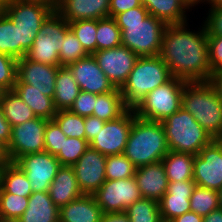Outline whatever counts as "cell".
Returning <instances> with one entry per match:
<instances>
[{
  "label": "cell",
  "mask_w": 222,
  "mask_h": 222,
  "mask_svg": "<svg viewBox=\"0 0 222 222\" xmlns=\"http://www.w3.org/2000/svg\"><path fill=\"white\" fill-rule=\"evenodd\" d=\"M125 213L130 222H162L159 202L153 199L141 198L130 205Z\"/></svg>",
  "instance_id": "cell-35"
},
{
  "label": "cell",
  "mask_w": 222,
  "mask_h": 222,
  "mask_svg": "<svg viewBox=\"0 0 222 222\" xmlns=\"http://www.w3.org/2000/svg\"><path fill=\"white\" fill-rule=\"evenodd\" d=\"M12 127L4 116L2 107L0 105V142L8 147L11 139Z\"/></svg>",
  "instance_id": "cell-49"
},
{
  "label": "cell",
  "mask_w": 222,
  "mask_h": 222,
  "mask_svg": "<svg viewBox=\"0 0 222 222\" xmlns=\"http://www.w3.org/2000/svg\"><path fill=\"white\" fill-rule=\"evenodd\" d=\"M102 215L94 196L83 194L60 207L59 222H101Z\"/></svg>",
  "instance_id": "cell-22"
},
{
  "label": "cell",
  "mask_w": 222,
  "mask_h": 222,
  "mask_svg": "<svg viewBox=\"0 0 222 222\" xmlns=\"http://www.w3.org/2000/svg\"><path fill=\"white\" fill-rule=\"evenodd\" d=\"M88 147L89 143L86 139L67 137L64 139L62 148L56 158L61 166H73Z\"/></svg>",
  "instance_id": "cell-40"
},
{
  "label": "cell",
  "mask_w": 222,
  "mask_h": 222,
  "mask_svg": "<svg viewBox=\"0 0 222 222\" xmlns=\"http://www.w3.org/2000/svg\"><path fill=\"white\" fill-rule=\"evenodd\" d=\"M207 2L211 5V7H219L222 6V0H203L202 3Z\"/></svg>",
  "instance_id": "cell-56"
},
{
  "label": "cell",
  "mask_w": 222,
  "mask_h": 222,
  "mask_svg": "<svg viewBox=\"0 0 222 222\" xmlns=\"http://www.w3.org/2000/svg\"><path fill=\"white\" fill-rule=\"evenodd\" d=\"M135 117L134 109H128L118 119L106 121L89 147L105 156L123 154Z\"/></svg>",
  "instance_id": "cell-12"
},
{
  "label": "cell",
  "mask_w": 222,
  "mask_h": 222,
  "mask_svg": "<svg viewBox=\"0 0 222 222\" xmlns=\"http://www.w3.org/2000/svg\"><path fill=\"white\" fill-rule=\"evenodd\" d=\"M191 8L196 4L201 3L203 0H184Z\"/></svg>",
  "instance_id": "cell-57"
},
{
  "label": "cell",
  "mask_w": 222,
  "mask_h": 222,
  "mask_svg": "<svg viewBox=\"0 0 222 222\" xmlns=\"http://www.w3.org/2000/svg\"><path fill=\"white\" fill-rule=\"evenodd\" d=\"M171 222H203V217L195 212L189 211L176 217Z\"/></svg>",
  "instance_id": "cell-52"
},
{
  "label": "cell",
  "mask_w": 222,
  "mask_h": 222,
  "mask_svg": "<svg viewBox=\"0 0 222 222\" xmlns=\"http://www.w3.org/2000/svg\"><path fill=\"white\" fill-rule=\"evenodd\" d=\"M188 22L167 25L162 36L160 57L171 75L185 82H206L212 75L209 66L207 31L187 29Z\"/></svg>",
  "instance_id": "cell-1"
},
{
  "label": "cell",
  "mask_w": 222,
  "mask_h": 222,
  "mask_svg": "<svg viewBox=\"0 0 222 222\" xmlns=\"http://www.w3.org/2000/svg\"><path fill=\"white\" fill-rule=\"evenodd\" d=\"M196 183L193 180L169 182L167 192L159 201L162 222H171L190 210V197Z\"/></svg>",
  "instance_id": "cell-19"
},
{
  "label": "cell",
  "mask_w": 222,
  "mask_h": 222,
  "mask_svg": "<svg viewBox=\"0 0 222 222\" xmlns=\"http://www.w3.org/2000/svg\"><path fill=\"white\" fill-rule=\"evenodd\" d=\"M104 124L105 121L97 118L96 116L91 115L85 117V134L88 143L95 138L98 131L104 126Z\"/></svg>",
  "instance_id": "cell-48"
},
{
  "label": "cell",
  "mask_w": 222,
  "mask_h": 222,
  "mask_svg": "<svg viewBox=\"0 0 222 222\" xmlns=\"http://www.w3.org/2000/svg\"><path fill=\"white\" fill-rule=\"evenodd\" d=\"M135 170L136 167L124 154L106 156L105 173L108 180L134 177Z\"/></svg>",
  "instance_id": "cell-39"
},
{
  "label": "cell",
  "mask_w": 222,
  "mask_h": 222,
  "mask_svg": "<svg viewBox=\"0 0 222 222\" xmlns=\"http://www.w3.org/2000/svg\"><path fill=\"white\" fill-rule=\"evenodd\" d=\"M218 208V191L196 185L190 197V210L204 217Z\"/></svg>",
  "instance_id": "cell-36"
},
{
  "label": "cell",
  "mask_w": 222,
  "mask_h": 222,
  "mask_svg": "<svg viewBox=\"0 0 222 222\" xmlns=\"http://www.w3.org/2000/svg\"><path fill=\"white\" fill-rule=\"evenodd\" d=\"M193 181L196 185L219 191L222 187V141L213 140L195 155Z\"/></svg>",
  "instance_id": "cell-14"
},
{
  "label": "cell",
  "mask_w": 222,
  "mask_h": 222,
  "mask_svg": "<svg viewBox=\"0 0 222 222\" xmlns=\"http://www.w3.org/2000/svg\"><path fill=\"white\" fill-rule=\"evenodd\" d=\"M49 195L59 208L83 195L72 166H61L58 169L50 185Z\"/></svg>",
  "instance_id": "cell-23"
},
{
  "label": "cell",
  "mask_w": 222,
  "mask_h": 222,
  "mask_svg": "<svg viewBox=\"0 0 222 222\" xmlns=\"http://www.w3.org/2000/svg\"><path fill=\"white\" fill-rule=\"evenodd\" d=\"M121 29L113 17L97 20L96 51L121 46Z\"/></svg>",
  "instance_id": "cell-33"
},
{
  "label": "cell",
  "mask_w": 222,
  "mask_h": 222,
  "mask_svg": "<svg viewBox=\"0 0 222 222\" xmlns=\"http://www.w3.org/2000/svg\"><path fill=\"white\" fill-rule=\"evenodd\" d=\"M53 11L52 7L41 2L8 0L3 12L20 28L21 58L26 56L42 23Z\"/></svg>",
  "instance_id": "cell-8"
},
{
  "label": "cell",
  "mask_w": 222,
  "mask_h": 222,
  "mask_svg": "<svg viewBox=\"0 0 222 222\" xmlns=\"http://www.w3.org/2000/svg\"><path fill=\"white\" fill-rule=\"evenodd\" d=\"M168 148L174 152L199 154L213 139L195 118L183 108L163 120Z\"/></svg>",
  "instance_id": "cell-6"
},
{
  "label": "cell",
  "mask_w": 222,
  "mask_h": 222,
  "mask_svg": "<svg viewBox=\"0 0 222 222\" xmlns=\"http://www.w3.org/2000/svg\"><path fill=\"white\" fill-rule=\"evenodd\" d=\"M64 41L59 51V66H68L89 55L71 29L66 32Z\"/></svg>",
  "instance_id": "cell-41"
},
{
  "label": "cell",
  "mask_w": 222,
  "mask_h": 222,
  "mask_svg": "<svg viewBox=\"0 0 222 222\" xmlns=\"http://www.w3.org/2000/svg\"><path fill=\"white\" fill-rule=\"evenodd\" d=\"M0 105L11 127L36 118L31 108L21 100L14 90L4 91Z\"/></svg>",
  "instance_id": "cell-31"
},
{
  "label": "cell",
  "mask_w": 222,
  "mask_h": 222,
  "mask_svg": "<svg viewBox=\"0 0 222 222\" xmlns=\"http://www.w3.org/2000/svg\"><path fill=\"white\" fill-rule=\"evenodd\" d=\"M101 222H130V220L125 212L103 213Z\"/></svg>",
  "instance_id": "cell-51"
},
{
  "label": "cell",
  "mask_w": 222,
  "mask_h": 222,
  "mask_svg": "<svg viewBox=\"0 0 222 222\" xmlns=\"http://www.w3.org/2000/svg\"><path fill=\"white\" fill-rule=\"evenodd\" d=\"M110 0H59L56 11L68 22L109 17Z\"/></svg>",
  "instance_id": "cell-21"
},
{
  "label": "cell",
  "mask_w": 222,
  "mask_h": 222,
  "mask_svg": "<svg viewBox=\"0 0 222 222\" xmlns=\"http://www.w3.org/2000/svg\"><path fill=\"white\" fill-rule=\"evenodd\" d=\"M209 82L213 85V88L216 90L219 100L222 103V69L213 72Z\"/></svg>",
  "instance_id": "cell-50"
},
{
  "label": "cell",
  "mask_w": 222,
  "mask_h": 222,
  "mask_svg": "<svg viewBox=\"0 0 222 222\" xmlns=\"http://www.w3.org/2000/svg\"><path fill=\"white\" fill-rule=\"evenodd\" d=\"M209 66L212 72L222 69V36H208Z\"/></svg>",
  "instance_id": "cell-45"
},
{
  "label": "cell",
  "mask_w": 222,
  "mask_h": 222,
  "mask_svg": "<svg viewBox=\"0 0 222 222\" xmlns=\"http://www.w3.org/2000/svg\"><path fill=\"white\" fill-rule=\"evenodd\" d=\"M60 208L50 198L49 192H33L25 212L16 222H59Z\"/></svg>",
  "instance_id": "cell-24"
},
{
  "label": "cell",
  "mask_w": 222,
  "mask_h": 222,
  "mask_svg": "<svg viewBox=\"0 0 222 222\" xmlns=\"http://www.w3.org/2000/svg\"><path fill=\"white\" fill-rule=\"evenodd\" d=\"M29 197L5 192L0 187V222H16L27 209Z\"/></svg>",
  "instance_id": "cell-34"
},
{
  "label": "cell",
  "mask_w": 222,
  "mask_h": 222,
  "mask_svg": "<svg viewBox=\"0 0 222 222\" xmlns=\"http://www.w3.org/2000/svg\"><path fill=\"white\" fill-rule=\"evenodd\" d=\"M218 199H219V208L222 209V187L218 191Z\"/></svg>",
  "instance_id": "cell-58"
},
{
  "label": "cell",
  "mask_w": 222,
  "mask_h": 222,
  "mask_svg": "<svg viewBox=\"0 0 222 222\" xmlns=\"http://www.w3.org/2000/svg\"><path fill=\"white\" fill-rule=\"evenodd\" d=\"M61 66L33 62L26 56L17 60V78L46 96L54 97L55 79Z\"/></svg>",
  "instance_id": "cell-18"
},
{
  "label": "cell",
  "mask_w": 222,
  "mask_h": 222,
  "mask_svg": "<svg viewBox=\"0 0 222 222\" xmlns=\"http://www.w3.org/2000/svg\"><path fill=\"white\" fill-rule=\"evenodd\" d=\"M69 29L68 21L54 10L42 23L26 57L33 62L59 66V51Z\"/></svg>",
  "instance_id": "cell-7"
},
{
  "label": "cell",
  "mask_w": 222,
  "mask_h": 222,
  "mask_svg": "<svg viewBox=\"0 0 222 222\" xmlns=\"http://www.w3.org/2000/svg\"><path fill=\"white\" fill-rule=\"evenodd\" d=\"M13 90L21 100L31 108L36 117L53 120L57 113L53 98L41 94V92L34 89L33 86L22 83L18 78L16 79Z\"/></svg>",
  "instance_id": "cell-25"
},
{
  "label": "cell",
  "mask_w": 222,
  "mask_h": 222,
  "mask_svg": "<svg viewBox=\"0 0 222 222\" xmlns=\"http://www.w3.org/2000/svg\"><path fill=\"white\" fill-rule=\"evenodd\" d=\"M204 27L208 36H222V6L211 7Z\"/></svg>",
  "instance_id": "cell-46"
},
{
  "label": "cell",
  "mask_w": 222,
  "mask_h": 222,
  "mask_svg": "<svg viewBox=\"0 0 222 222\" xmlns=\"http://www.w3.org/2000/svg\"><path fill=\"white\" fill-rule=\"evenodd\" d=\"M7 2H8V0H0V12L3 11Z\"/></svg>",
  "instance_id": "cell-59"
},
{
  "label": "cell",
  "mask_w": 222,
  "mask_h": 222,
  "mask_svg": "<svg viewBox=\"0 0 222 222\" xmlns=\"http://www.w3.org/2000/svg\"><path fill=\"white\" fill-rule=\"evenodd\" d=\"M14 163L26 174L32 192H49L50 185L61 167L56 156L45 150L26 154Z\"/></svg>",
  "instance_id": "cell-13"
},
{
  "label": "cell",
  "mask_w": 222,
  "mask_h": 222,
  "mask_svg": "<svg viewBox=\"0 0 222 222\" xmlns=\"http://www.w3.org/2000/svg\"><path fill=\"white\" fill-rule=\"evenodd\" d=\"M0 53L21 59L20 28L3 11L0 12Z\"/></svg>",
  "instance_id": "cell-32"
},
{
  "label": "cell",
  "mask_w": 222,
  "mask_h": 222,
  "mask_svg": "<svg viewBox=\"0 0 222 222\" xmlns=\"http://www.w3.org/2000/svg\"><path fill=\"white\" fill-rule=\"evenodd\" d=\"M10 162V159L8 157L7 153V147L0 142V169L4 166L7 165Z\"/></svg>",
  "instance_id": "cell-54"
},
{
  "label": "cell",
  "mask_w": 222,
  "mask_h": 222,
  "mask_svg": "<svg viewBox=\"0 0 222 222\" xmlns=\"http://www.w3.org/2000/svg\"><path fill=\"white\" fill-rule=\"evenodd\" d=\"M185 81L172 77L165 84L149 92L134 109L139 118L162 122L182 106Z\"/></svg>",
  "instance_id": "cell-9"
},
{
  "label": "cell",
  "mask_w": 222,
  "mask_h": 222,
  "mask_svg": "<svg viewBox=\"0 0 222 222\" xmlns=\"http://www.w3.org/2000/svg\"><path fill=\"white\" fill-rule=\"evenodd\" d=\"M49 120L36 117L12 127L11 139L7 147L10 162H15L26 154L44 151L45 127Z\"/></svg>",
  "instance_id": "cell-11"
},
{
  "label": "cell",
  "mask_w": 222,
  "mask_h": 222,
  "mask_svg": "<svg viewBox=\"0 0 222 222\" xmlns=\"http://www.w3.org/2000/svg\"><path fill=\"white\" fill-rule=\"evenodd\" d=\"M142 6L141 0H110L109 17H115L117 14Z\"/></svg>",
  "instance_id": "cell-47"
},
{
  "label": "cell",
  "mask_w": 222,
  "mask_h": 222,
  "mask_svg": "<svg viewBox=\"0 0 222 222\" xmlns=\"http://www.w3.org/2000/svg\"><path fill=\"white\" fill-rule=\"evenodd\" d=\"M166 132L161 122L136 116L123 154L138 168L162 161L168 153Z\"/></svg>",
  "instance_id": "cell-3"
},
{
  "label": "cell",
  "mask_w": 222,
  "mask_h": 222,
  "mask_svg": "<svg viewBox=\"0 0 222 222\" xmlns=\"http://www.w3.org/2000/svg\"><path fill=\"white\" fill-rule=\"evenodd\" d=\"M97 94L80 91L78 97L74 100L70 111L83 117L93 115Z\"/></svg>",
  "instance_id": "cell-44"
},
{
  "label": "cell",
  "mask_w": 222,
  "mask_h": 222,
  "mask_svg": "<svg viewBox=\"0 0 222 222\" xmlns=\"http://www.w3.org/2000/svg\"><path fill=\"white\" fill-rule=\"evenodd\" d=\"M17 79V59L0 53V86L13 90Z\"/></svg>",
  "instance_id": "cell-43"
},
{
  "label": "cell",
  "mask_w": 222,
  "mask_h": 222,
  "mask_svg": "<svg viewBox=\"0 0 222 222\" xmlns=\"http://www.w3.org/2000/svg\"><path fill=\"white\" fill-rule=\"evenodd\" d=\"M92 55L109 81L118 89H121L126 83L135 62L139 58L129 48L122 45L99 50Z\"/></svg>",
  "instance_id": "cell-15"
},
{
  "label": "cell",
  "mask_w": 222,
  "mask_h": 222,
  "mask_svg": "<svg viewBox=\"0 0 222 222\" xmlns=\"http://www.w3.org/2000/svg\"><path fill=\"white\" fill-rule=\"evenodd\" d=\"M195 156L169 150L162 162L169 182L193 180Z\"/></svg>",
  "instance_id": "cell-28"
},
{
  "label": "cell",
  "mask_w": 222,
  "mask_h": 222,
  "mask_svg": "<svg viewBox=\"0 0 222 222\" xmlns=\"http://www.w3.org/2000/svg\"><path fill=\"white\" fill-rule=\"evenodd\" d=\"M121 29V44L129 48L138 57L160 55L162 36L166 24L142 5L132 8L114 17Z\"/></svg>",
  "instance_id": "cell-2"
},
{
  "label": "cell",
  "mask_w": 222,
  "mask_h": 222,
  "mask_svg": "<svg viewBox=\"0 0 222 222\" xmlns=\"http://www.w3.org/2000/svg\"><path fill=\"white\" fill-rule=\"evenodd\" d=\"M106 156L90 147L72 166L83 194L93 195L106 181Z\"/></svg>",
  "instance_id": "cell-16"
},
{
  "label": "cell",
  "mask_w": 222,
  "mask_h": 222,
  "mask_svg": "<svg viewBox=\"0 0 222 222\" xmlns=\"http://www.w3.org/2000/svg\"><path fill=\"white\" fill-rule=\"evenodd\" d=\"M69 28L77 37L84 50L92 55L96 52V19L77 20L68 22Z\"/></svg>",
  "instance_id": "cell-37"
},
{
  "label": "cell",
  "mask_w": 222,
  "mask_h": 222,
  "mask_svg": "<svg viewBox=\"0 0 222 222\" xmlns=\"http://www.w3.org/2000/svg\"><path fill=\"white\" fill-rule=\"evenodd\" d=\"M66 138L67 136L61 130L58 124L54 120H49L45 127L44 150L49 152L53 156H57L60 152V149L62 148L64 139Z\"/></svg>",
  "instance_id": "cell-42"
},
{
  "label": "cell",
  "mask_w": 222,
  "mask_h": 222,
  "mask_svg": "<svg viewBox=\"0 0 222 222\" xmlns=\"http://www.w3.org/2000/svg\"><path fill=\"white\" fill-rule=\"evenodd\" d=\"M82 91L105 94L116 88L98 66L93 55H88L67 66Z\"/></svg>",
  "instance_id": "cell-17"
},
{
  "label": "cell",
  "mask_w": 222,
  "mask_h": 222,
  "mask_svg": "<svg viewBox=\"0 0 222 222\" xmlns=\"http://www.w3.org/2000/svg\"><path fill=\"white\" fill-rule=\"evenodd\" d=\"M53 120L67 137L86 139L85 117L79 116L70 110H59Z\"/></svg>",
  "instance_id": "cell-38"
},
{
  "label": "cell",
  "mask_w": 222,
  "mask_h": 222,
  "mask_svg": "<svg viewBox=\"0 0 222 222\" xmlns=\"http://www.w3.org/2000/svg\"><path fill=\"white\" fill-rule=\"evenodd\" d=\"M205 129L213 140L222 138V103L209 82H186L182 106Z\"/></svg>",
  "instance_id": "cell-4"
},
{
  "label": "cell",
  "mask_w": 222,
  "mask_h": 222,
  "mask_svg": "<svg viewBox=\"0 0 222 222\" xmlns=\"http://www.w3.org/2000/svg\"><path fill=\"white\" fill-rule=\"evenodd\" d=\"M0 187L8 193L29 197L33 192L26 174L13 162L0 169Z\"/></svg>",
  "instance_id": "cell-29"
},
{
  "label": "cell",
  "mask_w": 222,
  "mask_h": 222,
  "mask_svg": "<svg viewBox=\"0 0 222 222\" xmlns=\"http://www.w3.org/2000/svg\"><path fill=\"white\" fill-rule=\"evenodd\" d=\"M4 91L5 90L0 86V102H1V98L3 96Z\"/></svg>",
  "instance_id": "cell-60"
},
{
  "label": "cell",
  "mask_w": 222,
  "mask_h": 222,
  "mask_svg": "<svg viewBox=\"0 0 222 222\" xmlns=\"http://www.w3.org/2000/svg\"><path fill=\"white\" fill-rule=\"evenodd\" d=\"M80 91L70 69L67 66H61L55 79L53 102L56 110H69Z\"/></svg>",
  "instance_id": "cell-27"
},
{
  "label": "cell",
  "mask_w": 222,
  "mask_h": 222,
  "mask_svg": "<svg viewBox=\"0 0 222 222\" xmlns=\"http://www.w3.org/2000/svg\"><path fill=\"white\" fill-rule=\"evenodd\" d=\"M22 1L41 2V3L49 5L54 10H56V8L59 4V0H22Z\"/></svg>",
  "instance_id": "cell-55"
},
{
  "label": "cell",
  "mask_w": 222,
  "mask_h": 222,
  "mask_svg": "<svg viewBox=\"0 0 222 222\" xmlns=\"http://www.w3.org/2000/svg\"><path fill=\"white\" fill-rule=\"evenodd\" d=\"M134 178L142 198L159 202L167 192L169 181L162 161L136 168Z\"/></svg>",
  "instance_id": "cell-20"
},
{
  "label": "cell",
  "mask_w": 222,
  "mask_h": 222,
  "mask_svg": "<svg viewBox=\"0 0 222 222\" xmlns=\"http://www.w3.org/2000/svg\"><path fill=\"white\" fill-rule=\"evenodd\" d=\"M149 15L160 19L166 25L187 22L186 9L191 7L184 0H141Z\"/></svg>",
  "instance_id": "cell-26"
},
{
  "label": "cell",
  "mask_w": 222,
  "mask_h": 222,
  "mask_svg": "<svg viewBox=\"0 0 222 222\" xmlns=\"http://www.w3.org/2000/svg\"><path fill=\"white\" fill-rule=\"evenodd\" d=\"M127 110L121 90L116 88L114 91L97 95L93 116L106 122L118 119Z\"/></svg>",
  "instance_id": "cell-30"
},
{
  "label": "cell",
  "mask_w": 222,
  "mask_h": 222,
  "mask_svg": "<svg viewBox=\"0 0 222 222\" xmlns=\"http://www.w3.org/2000/svg\"><path fill=\"white\" fill-rule=\"evenodd\" d=\"M172 77L169 67L160 55L139 57L126 83L120 89L125 106L135 109L149 92Z\"/></svg>",
  "instance_id": "cell-5"
},
{
  "label": "cell",
  "mask_w": 222,
  "mask_h": 222,
  "mask_svg": "<svg viewBox=\"0 0 222 222\" xmlns=\"http://www.w3.org/2000/svg\"><path fill=\"white\" fill-rule=\"evenodd\" d=\"M103 213H121L141 199L135 178L108 180L93 194Z\"/></svg>",
  "instance_id": "cell-10"
},
{
  "label": "cell",
  "mask_w": 222,
  "mask_h": 222,
  "mask_svg": "<svg viewBox=\"0 0 222 222\" xmlns=\"http://www.w3.org/2000/svg\"><path fill=\"white\" fill-rule=\"evenodd\" d=\"M203 222H222V209L218 208L204 216Z\"/></svg>",
  "instance_id": "cell-53"
}]
</instances>
